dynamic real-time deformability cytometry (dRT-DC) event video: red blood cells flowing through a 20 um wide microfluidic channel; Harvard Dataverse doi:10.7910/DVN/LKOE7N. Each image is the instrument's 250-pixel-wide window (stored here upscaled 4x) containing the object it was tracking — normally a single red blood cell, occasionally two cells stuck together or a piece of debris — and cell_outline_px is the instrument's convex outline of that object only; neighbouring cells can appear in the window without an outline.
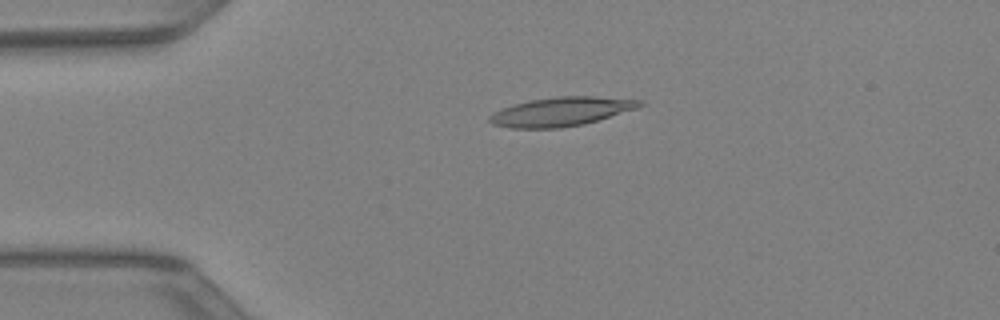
{"species": "Egyptian fruit bat (a non-hibernating species)", "species_latin": "Rousettus aegyptiacus", "temperature_condition": "warm", "stored_images_in_passage": 39, "camera_frame_rate_fps": 3000, "um_per_image_px": 0.085, "animal": {"sex": "female"}, "frame": {"image": 1, "passage_image": 10, "time_ms": 3.0, "image_size_px": [1000, 320], "cell_outline_px": [[644, 104], [640, 108], [584, 124], [560, 128], [508, 128], [492, 124], [488, 120], [488, 116], [492, 112], [512, 104], [532, 100], [556, 96], [592, 96], [644, 100]], "centroid_in_image_um": [47.71, 9.49], "position_along_channel_um": 37.3, "area_um2": 25.61}}
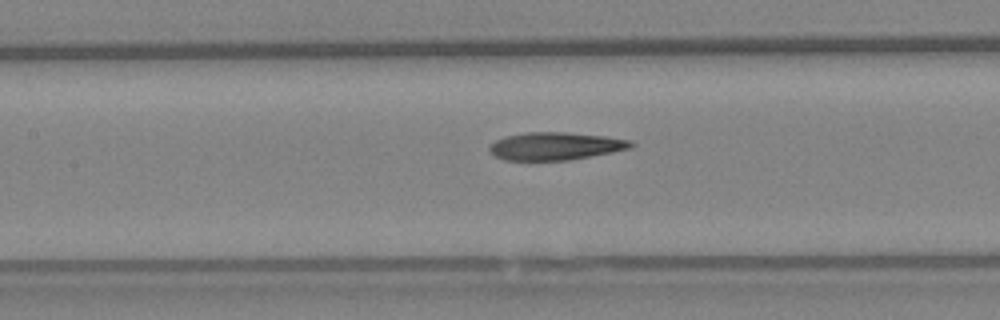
{"frame": {"image": 2, "passage_image": 20, "time_ms": 6.333, "image_size_px": [1000, 320], "cell_outline_px": [[636, 144], [632, 148], [612, 152], [568, 160], [504, 160], [496, 156], [488, 148], [496, 140], [504, 136], [524, 132], [568, 132], [604, 136], [632, 140]], "centroid_in_image_um": [47.24, 12.41], "position_along_channel_um": 160.2, "area_um2": 22.89}}
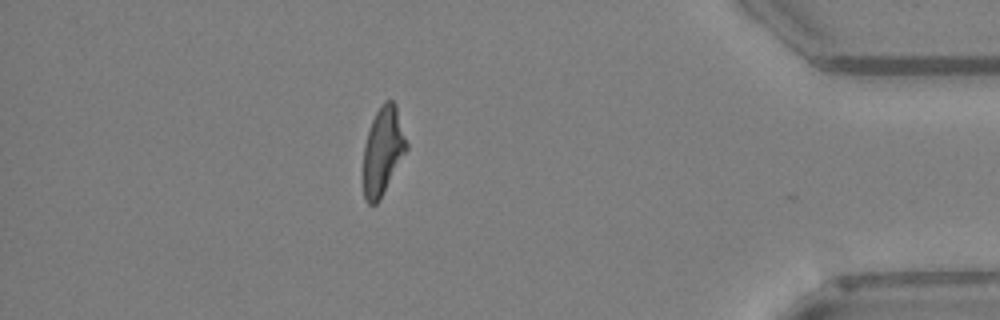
{"frame": {"image": 3, "passage_image": 38, "time_ms": 12.333, "image_size_px": [1000, 320], "cell_outline_px": [[408, 148], [380, 200], [376, 204], [368, 204], [364, 196], [364, 144], [372, 120], [380, 104], [384, 100], [392, 100], [396, 104], [408, 144]], "centroid_in_image_um": [32.56, 12.8], "position_along_channel_um": 402.6, "area_um2": 22.08}}